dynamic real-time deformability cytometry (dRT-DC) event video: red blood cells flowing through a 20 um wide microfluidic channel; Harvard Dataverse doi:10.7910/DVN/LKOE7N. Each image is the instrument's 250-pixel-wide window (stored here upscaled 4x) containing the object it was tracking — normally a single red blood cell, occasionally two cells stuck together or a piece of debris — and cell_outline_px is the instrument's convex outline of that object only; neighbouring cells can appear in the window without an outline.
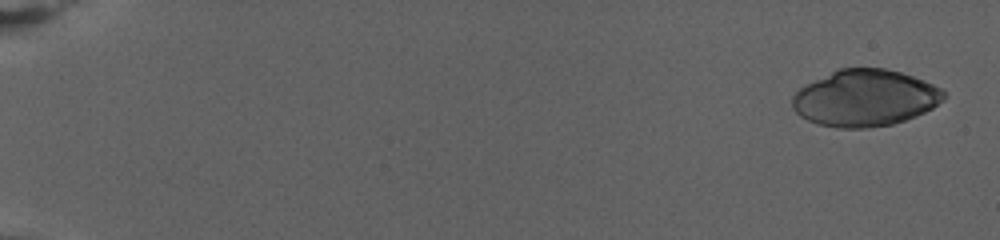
{"species": "human", "species_latin": "Homo sapiens", "temperature_condition": "warm", "stored_images_in_passage": 33, "camera_frame_rate_fps": 3000, "um_per_image_px": 0.085, "donor": {"sex": "female"}, "frame": {"image": 1, "passage_image": 1, "time_ms": 0.0, "image_size_px": [1000, 240], "cell_outline_px": [[948, 96], [944, 100], [932, 108], [916, 116], [892, 124], [868, 128], [836, 128], [816, 124], [800, 116], [792, 108], [792, 96], [800, 88], [840, 68], [884, 68], [900, 72], [912, 76], [932, 84], [940, 88]], "centroid_in_image_um": [73.53, 8.35], "position_along_channel_um": 11.5, "area_um2": 49.77}}
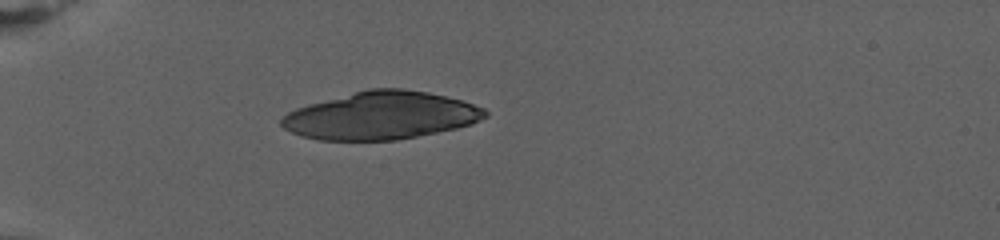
{"frame": {"image": 2, "passage_image": 24, "time_ms": 7.667, "image_size_px": [1000, 240], "cell_outline_px": [[488, 116], [472, 124], [456, 128], [396, 140], [320, 140], [300, 136], [284, 128], [280, 124], [280, 120], [288, 112], [296, 108], [368, 88], [400, 88], [428, 92], [460, 100], [484, 108], [488, 112]], "centroid_in_image_um": [32.39, 9.82], "position_along_channel_um": 52.6, "area_um2": 56.24}}